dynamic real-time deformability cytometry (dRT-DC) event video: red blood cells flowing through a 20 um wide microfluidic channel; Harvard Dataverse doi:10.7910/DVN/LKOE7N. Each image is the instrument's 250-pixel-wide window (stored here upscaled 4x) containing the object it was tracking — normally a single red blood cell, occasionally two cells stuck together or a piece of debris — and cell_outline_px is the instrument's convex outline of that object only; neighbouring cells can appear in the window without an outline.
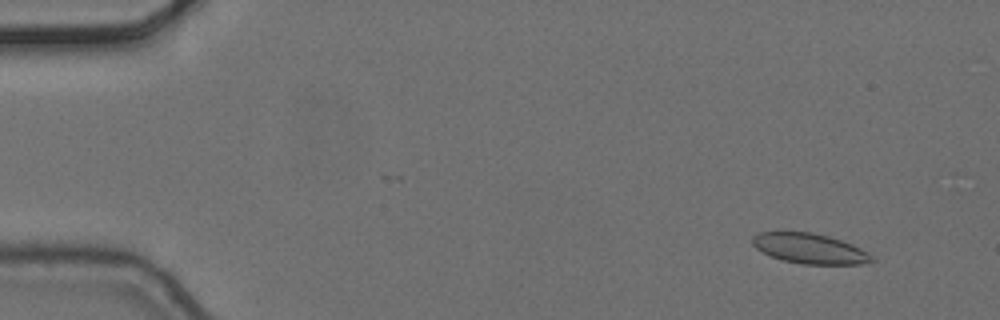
{"species": "common noctule bat (a hibernating species)", "species_latin": "Nyctalus noctula", "temperature_condition": "cold", "stored_images_in_passage": 6, "camera_frame_rate_fps": 3000, "um_per_image_px": 0.085, "animal": {"sex": "female", "body_mass_g": 24.6, "forearm_length_mm": 56.2}, "frame": {"image": 1, "passage_image": 2, "time_ms": 0.333, "image_size_px": [1000, 320], "cell_outline_px": [[876, 260], [860, 264], [804, 264], [784, 260], [772, 256], [756, 248], [752, 244], [752, 236], [760, 232], [812, 232], [828, 236], [852, 244], [868, 252]], "centroid_in_image_um": [68.84, 21.12], "position_along_channel_um": 16.2, "area_um2": 20.75}}
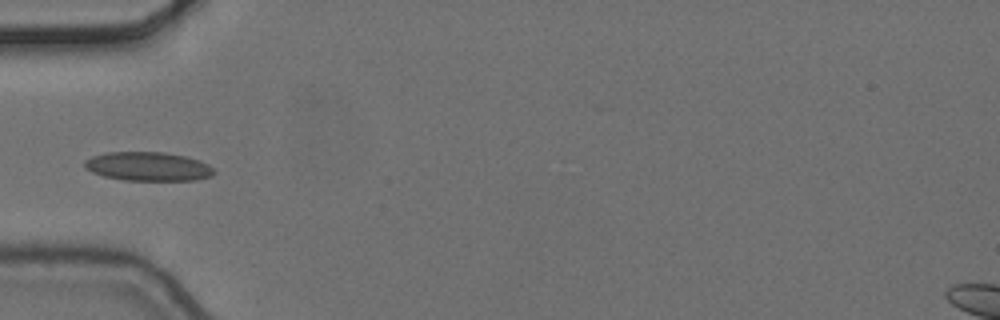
{"frame": {"image": 2, "passage_image": 6, "time_ms": 1.667, "image_size_px": [1000, 320], "cell_outline_px": [[216, 172], [212, 176], [196, 180], [124, 180], [104, 176], [92, 172], [84, 168], [84, 160], [92, 156], [104, 152], [164, 152], [184, 156], [200, 160], [208, 164]], "centroid_in_image_um": [12.57, 14.14], "position_along_channel_um": 72.4, "area_um2": 21.91}}